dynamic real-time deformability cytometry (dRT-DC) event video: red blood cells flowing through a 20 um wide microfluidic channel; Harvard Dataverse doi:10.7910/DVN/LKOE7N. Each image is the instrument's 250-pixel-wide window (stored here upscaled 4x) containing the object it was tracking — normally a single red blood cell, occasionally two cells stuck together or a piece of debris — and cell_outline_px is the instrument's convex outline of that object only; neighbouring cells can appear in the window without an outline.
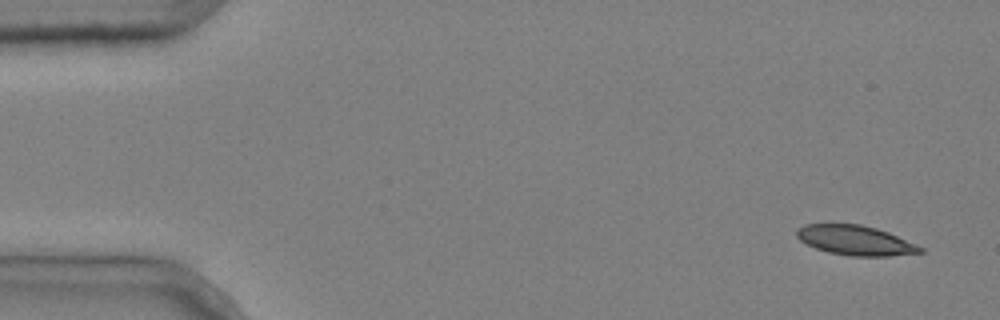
{"species": "common noctule bat (a hibernating species)", "species_latin": "Nyctalus noctula", "temperature_condition": "cold", "stored_images_in_passage": 7, "camera_frame_rate_fps": 3000, "um_per_image_px": 0.085, "animal": {"sex": "male", "body_mass_g": 20.4}, "frame": {"image": 1, "passage_image": 1, "time_ms": 0.0, "image_size_px": [1000, 320], "cell_outline_px": [[924, 252], [888, 256], [852, 256], [828, 252], [816, 248], [800, 240], [796, 236], [796, 228], [804, 224], [860, 224], [876, 228], [888, 232], [916, 244], [924, 248]], "centroid_in_image_um": [72.7, 20.42], "position_along_channel_um": 12.3, "area_um2": 21.33}}
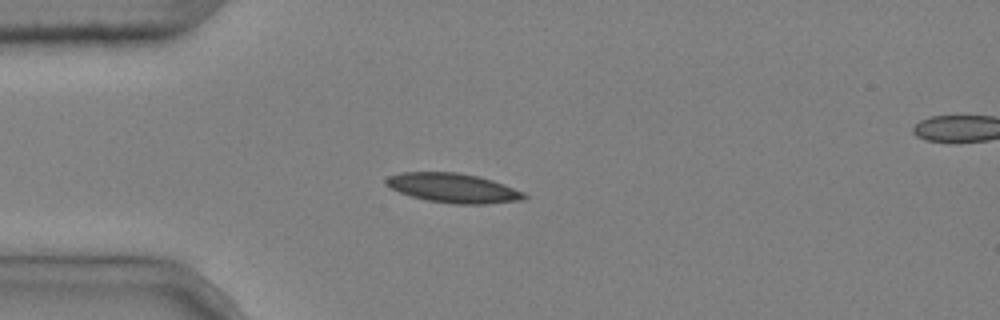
{"frame": {"image": 2, "passage_image": 4, "time_ms": 1.0, "image_size_px": [1000, 320], "cell_outline_px": [[528, 196], [524, 200], [488, 204], [456, 204], [424, 200], [400, 192], [384, 184], [384, 180], [388, 176], [400, 172], [456, 172], [480, 176], [504, 184], [524, 192]], "centroid_in_image_um": [38.53, 15.98], "position_along_channel_um": 46.5, "area_um2": 23.87}}